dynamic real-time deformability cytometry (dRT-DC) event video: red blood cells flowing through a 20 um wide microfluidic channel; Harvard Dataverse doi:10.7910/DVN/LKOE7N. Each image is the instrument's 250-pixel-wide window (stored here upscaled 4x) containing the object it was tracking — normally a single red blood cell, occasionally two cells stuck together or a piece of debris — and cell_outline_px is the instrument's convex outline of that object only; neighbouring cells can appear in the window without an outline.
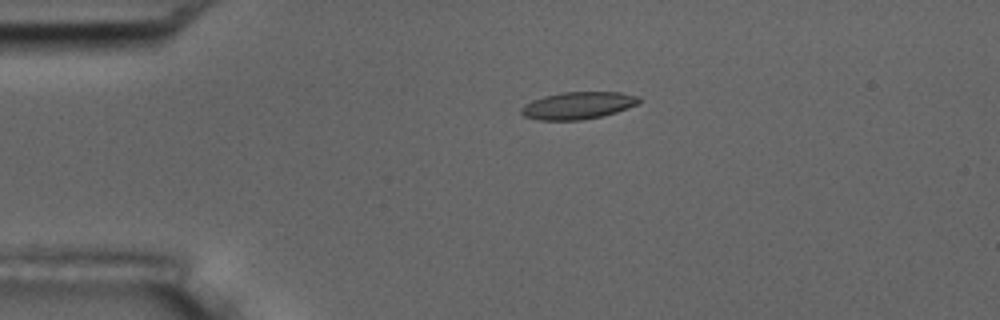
{"species": "common noctule bat (a hibernating species)", "species_latin": "Nyctalus noctula", "temperature_condition": "room temperature", "stored_images_in_passage": 4, "camera_frame_rate_fps": 3000, "um_per_image_px": 0.085, "animal": {"sex": "male", "body_mass_g": 17.5, "forearm_length_mm": 52.3}, "frame": {"image": 1, "passage_image": 3, "time_ms": 2.333, "image_size_px": [1000, 320], "cell_outline_px": [[640, 100], [636, 104], [628, 108], [616, 112], [600, 116], [580, 120], [540, 120], [524, 116], [520, 112], [520, 108], [524, 104], [532, 100], [544, 96], [564, 92], [620, 92], [640, 96]], "centroid_in_image_um": [49.11, 8.96], "position_along_channel_um": 35.9, "area_um2": 18.61}}